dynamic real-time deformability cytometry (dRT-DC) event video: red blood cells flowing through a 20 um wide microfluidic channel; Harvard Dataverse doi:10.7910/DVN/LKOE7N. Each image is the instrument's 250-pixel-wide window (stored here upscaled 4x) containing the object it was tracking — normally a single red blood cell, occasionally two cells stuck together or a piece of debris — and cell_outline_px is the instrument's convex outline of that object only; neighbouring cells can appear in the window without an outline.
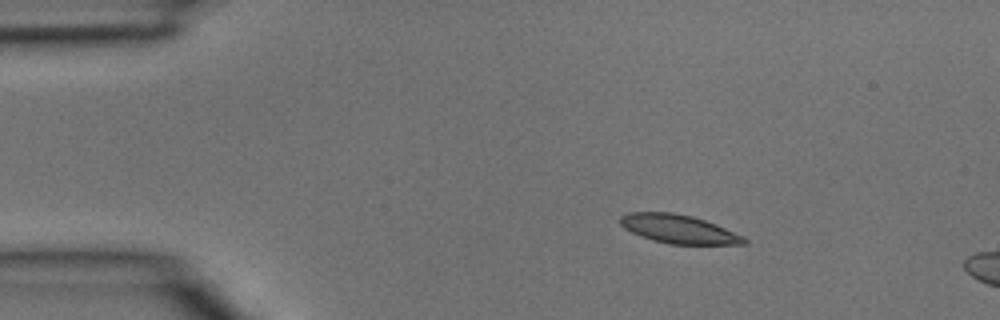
{"species": "common noctule bat (a hibernating species)", "species_latin": "Nyctalus noctula", "temperature_condition": "room temperature", "stored_images_in_passage": 3, "camera_frame_rate_fps": 3000, "um_per_image_px": 0.085, "animal": {"sex": "male", "body_mass_g": 15.6}, "frame": {"image": 1, "passage_image": 2, "time_ms": 0.333, "image_size_px": [1000, 320], "cell_outline_px": [[748, 244], [668, 244], [652, 240], [640, 236], [624, 228], [620, 224], [620, 216], [628, 212], [672, 212], [692, 216], [704, 220], [744, 236], [748, 240]], "centroid_in_image_um": [57.66, 19.47], "position_along_channel_um": 27.3, "area_um2": 20.63}}